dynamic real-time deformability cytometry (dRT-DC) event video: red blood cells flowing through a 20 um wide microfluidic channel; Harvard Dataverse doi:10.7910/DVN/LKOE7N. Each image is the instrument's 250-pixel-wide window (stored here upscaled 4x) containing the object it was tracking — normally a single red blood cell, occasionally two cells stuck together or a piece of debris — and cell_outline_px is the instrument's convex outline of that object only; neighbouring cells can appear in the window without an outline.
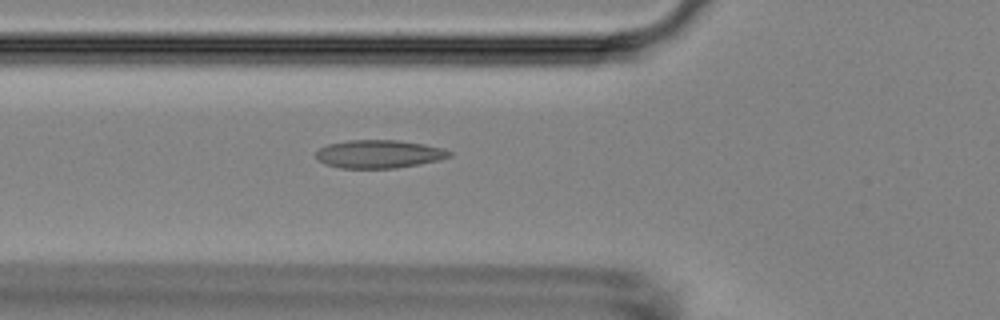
{"species": "Egyptian fruit bat (a non-hibernating species)", "species_latin": "Rousettus aegyptiacus", "temperature_condition": "room temperature", "stored_images_in_passage": 54, "camera_frame_rate_fps": 3000, "um_per_image_px": 0.085, "animal": {"sex": "female"}, "frame": {"image": 1, "passage_image": 19, "time_ms": 6.0, "image_size_px": [1000, 320], "cell_outline_px": [[452, 156], [440, 160], [420, 164], [396, 168], [340, 168], [324, 164], [316, 156], [316, 152], [320, 148], [328, 144], [348, 140], [396, 140], [424, 144], [444, 148], [452, 152]], "centroid_in_image_um": [32.25, 13.09], "position_along_channel_um": 93.6, "area_um2": 21.96}}
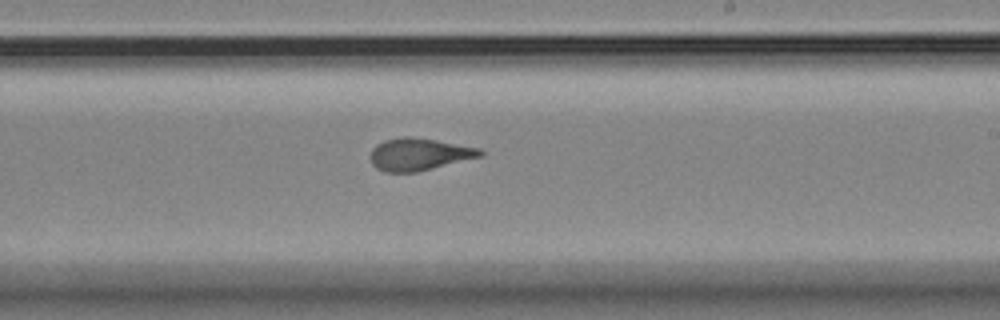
{"frame": {"image": 2, "passage_image": 32, "time_ms": 10.333, "image_size_px": [1000, 320], "cell_outline_px": [[484, 156], [416, 172], [384, 172], [376, 168], [372, 164], [372, 148], [376, 144], [384, 140], [404, 136], [412, 136], [436, 140], [480, 148], [484, 152]], "centroid_in_image_um": [35.64, 13.11], "position_along_channel_um": 253.4, "area_um2": 20.69}}
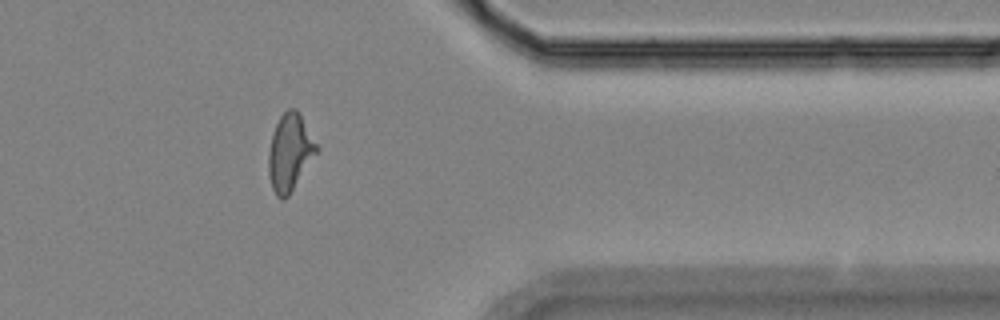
{"frame": {"image": 3, "passage_image": 44, "time_ms": 14.333, "image_size_px": [1000, 320], "cell_outline_px": [[320, 148], [288, 196], [284, 200], [280, 200], [276, 196], [272, 188], [268, 172], [268, 152], [272, 136], [276, 124], [280, 116], [288, 108], [296, 108]], "centroid_in_image_um": [24.63, 12.96], "position_along_channel_um": 386.8, "area_um2": 21.44}, "authors_computed_cell_mechanics": {"area_um2": 20.8369, "velocity_mm_per_s": 3.6746, "shape_relaxation_time_tau1_ms": 8.9481, "shape_relaxation_time_tau2_ms": 1.4547, "deformation_change_tau1": 0.2269, "deformation_change_tau2": 0.087}}